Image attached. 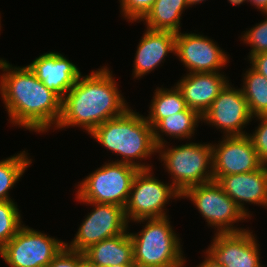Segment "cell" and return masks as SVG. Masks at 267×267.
I'll return each instance as SVG.
<instances>
[{
    "label": "cell",
    "mask_w": 267,
    "mask_h": 267,
    "mask_svg": "<svg viewBox=\"0 0 267 267\" xmlns=\"http://www.w3.org/2000/svg\"><path fill=\"white\" fill-rule=\"evenodd\" d=\"M0 69V95L9 123L36 133L55 128L62 114V99L27 65L17 67L0 58Z\"/></svg>",
    "instance_id": "1"
},
{
    "label": "cell",
    "mask_w": 267,
    "mask_h": 267,
    "mask_svg": "<svg viewBox=\"0 0 267 267\" xmlns=\"http://www.w3.org/2000/svg\"><path fill=\"white\" fill-rule=\"evenodd\" d=\"M110 71L104 65L79 77L62 99V114L55 129L77 126L89 135L100 124L130 108Z\"/></svg>",
    "instance_id": "2"
},
{
    "label": "cell",
    "mask_w": 267,
    "mask_h": 267,
    "mask_svg": "<svg viewBox=\"0 0 267 267\" xmlns=\"http://www.w3.org/2000/svg\"><path fill=\"white\" fill-rule=\"evenodd\" d=\"M90 135L103 148L122 156L115 162L127 163L139 170L153 168L146 162H140L157 153L153 128L145 116L134 111L131 106L123 115L97 126Z\"/></svg>",
    "instance_id": "3"
},
{
    "label": "cell",
    "mask_w": 267,
    "mask_h": 267,
    "mask_svg": "<svg viewBox=\"0 0 267 267\" xmlns=\"http://www.w3.org/2000/svg\"><path fill=\"white\" fill-rule=\"evenodd\" d=\"M169 219L167 216L134 221L137 224L146 222L139 232H129L137 267H186L181 238Z\"/></svg>",
    "instance_id": "4"
},
{
    "label": "cell",
    "mask_w": 267,
    "mask_h": 267,
    "mask_svg": "<svg viewBox=\"0 0 267 267\" xmlns=\"http://www.w3.org/2000/svg\"><path fill=\"white\" fill-rule=\"evenodd\" d=\"M211 144L190 142L169 147L170 144L165 143L157 147L159 160L180 194L190 187L213 180Z\"/></svg>",
    "instance_id": "5"
},
{
    "label": "cell",
    "mask_w": 267,
    "mask_h": 267,
    "mask_svg": "<svg viewBox=\"0 0 267 267\" xmlns=\"http://www.w3.org/2000/svg\"><path fill=\"white\" fill-rule=\"evenodd\" d=\"M138 168L121 162L106 161L78 182L76 196L82 202L115 204L125 207Z\"/></svg>",
    "instance_id": "6"
},
{
    "label": "cell",
    "mask_w": 267,
    "mask_h": 267,
    "mask_svg": "<svg viewBox=\"0 0 267 267\" xmlns=\"http://www.w3.org/2000/svg\"><path fill=\"white\" fill-rule=\"evenodd\" d=\"M182 199L192 201L195 208L216 233H235L246 230L235 223L250 217L224 192L217 181H209L185 190ZM236 226V227H235Z\"/></svg>",
    "instance_id": "7"
},
{
    "label": "cell",
    "mask_w": 267,
    "mask_h": 267,
    "mask_svg": "<svg viewBox=\"0 0 267 267\" xmlns=\"http://www.w3.org/2000/svg\"><path fill=\"white\" fill-rule=\"evenodd\" d=\"M153 168L140 169L135 174L125 216L130 223L141 219L167 217L166 204L171 199L180 198L181 194L170 183H164L153 175Z\"/></svg>",
    "instance_id": "8"
},
{
    "label": "cell",
    "mask_w": 267,
    "mask_h": 267,
    "mask_svg": "<svg viewBox=\"0 0 267 267\" xmlns=\"http://www.w3.org/2000/svg\"><path fill=\"white\" fill-rule=\"evenodd\" d=\"M65 243L23 225L0 249V257L9 267H47Z\"/></svg>",
    "instance_id": "9"
},
{
    "label": "cell",
    "mask_w": 267,
    "mask_h": 267,
    "mask_svg": "<svg viewBox=\"0 0 267 267\" xmlns=\"http://www.w3.org/2000/svg\"><path fill=\"white\" fill-rule=\"evenodd\" d=\"M76 199L80 201V204L93 206V209L84 217L74 239L65 243L69 249L83 253L102 240L129 231V222L125 216L124 207L115 204L82 202L77 196Z\"/></svg>",
    "instance_id": "10"
},
{
    "label": "cell",
    "mask_w": 267,
    "mask_h": 267,
    "mask_svg": "<svg viewBox=\"0 0 267 267\" xmlns=\"http://www.w3.org/2000/svg\"><path fill=\"white\" fill-rule=\"evenodd\" d=\"M248 229L235 233H214L204 256L218 267H262L260 245L253 231Z\"/></svg>",
    "instance_id": "11"
},
{
    "label": "cell",
    "mask_w": 267,
    "mask_h": 267,
    "mask_svg": "<svg viewBox=\"0 0 267 267\" xmlns=\"http://www.w3.org/2000/svg\"><path fill=\"white\" fill-rule=\"evenodd\" d=\"M231 84L228 82L220 91L210 108L202 115V122L222 130L223 136L248 135L244 127L254 118L241 88L236 89Z\"/></svg>",
    "instance_id": "12"
},
{
    "label": "cell",
    "mask_w": 267,
    "mask_h": 267,
    "mask_svg": "<svg viewBox=\"0 0 267 267\" xmlns=\"http://www.w3.org/2000/svg\"><path fill=\"white\" fill-rule=\"evenodd\" d=\"M175 55L187 73L220 72L230 62L213 39L199 33H176Z\"/></svg>",
    "instance_id": "13"
},
{
    "label": "cell",
    "mask_w": 267,
    "mask_h": 267,
    "mask_svg": "<svg viewBox=\"0 0 267 267\" xmlns=\"http://www.w3.org/2000/svg\"><path fill=\"white\" fill-rule=\"evenodd\" d=\"M222 137L218 144H211L214 181L222 176L252 172L263 166L248 135Z\"/></svg>",
    "instance_id": "14"
},
{
    "label": "cell",
    "mask_w": 267,
    "mask_h": 267,
    "mask_svg": "<svg viewBox=\"0 0 267 267\" xmlns=\"http://www.w3.org/2000/svg\"><path fill=\"white\" fill-rule=\"evenodd\" d=\"M35 76L61 99L82 75L79 68L59 52L43 53L27 65Z\"/></svg>",
    "instance_id": "15"
},
{
    "label": "cell",
    "mask_w": 267,
    "mask_h": 267,
    "mask_svg": "<svg viewBox=\"0 0 267 267\" xmlns=\"http://www.w3.org/2000/svg\"><path fill=\"white\" fill-rule=\"evenodd\" d=\"M217 182L250 219L252 214L244 206L246 203L267 208V166L248 173L222 176Z\"/></svg>",
    "instance_id": "16"
},
{
    "label": "cell",
    "mask_w": 267,
    "mask_h": 267,
    "mask_svg": "<svg viewBox=\"0 0 267 267\" xmlns=\"http://www.w3.org/2000/svg\"><path fill=\"white\" fill-rule=\"evenodd\" d=\"M223 73V74H222ZM187 73L177 81L188 108L201 116L210 108L214 99L230 81L224 72Z\"/></svg>",
    "instance_id": "17"
},
{
    "label": "cell",
    "mask_w": 267,
    "mask_h": 267,
    "mask_svg": "<svg viewBox=\"0 0 267 267\" xmlns=\"http://www.w3.org/2000/svg\"><path fill=\"white\" fill-rule=\"evenodd\" d=\"M176 33L171 31L150 30L146 28L138 43L134 57L132 75L140 79L150 74L166 59L167 54H175Z\"/></svg>",
    "instance_id": "18"
},
{
    "label": "cell",
    "mask_w": 267,
    "mask_h": 267,
    "mask_svg": "<svg viewBox=\"0 0 267 267\" xmlns=\"http://www.w3.org/2000/svg\"><path fill=\"white\" fill-rule=\"evenodd\" d=\"M83 254L95 267L135 264L133 242L129 232L102 240L89 247Z\"/></svg>",
    "instance_id": "19"
},
{
    "label": "cell",
    "mask_w": 267,
    "mask_h": 267,
    "mask_svg": "<svg viewBox=\"0 0 267 267\" xmlns=\"http://www.w3.org/2000/svg\"><path fill=\"white\" fill-rule=\"evenodd\" d=\"M202 121V116L195 110L186 108L184 111L169 115L161 119L153 127V137L158 146L169 143L162 135L179 140L192 138L198 123ZM164 133V134H163Z\"/></svg>",
    "instance_id": "20"
},
{
    "label": "cell",
    "mask_w": 267,
    "mask_h": 267,
    "mask_svg": "<svg viewBox=\"0 0 267 267\" xmlns=\"http://www.w3.org/2000/svg\"><path fill=\"white\" fill-rule=\"evenodd\" d=\"M189 6L187 0H156L141 21L150 30L181 31V15Z\"/></svg>",
    "instance_id": "21"
},
{
    "label": "cell",
    "mask_w": 267,
    "mask_h": 267,
    "mask_svg": "<svg viewBox=\"0 0 267 267\" xmlns=\"http://www.w3.org/2000/svg\"><path fill=\"white\" fill-rule=\"evenodd\" d=\"M151 99L149 114L145 117L152 128L163 118L184 111L186 102L174 84L170 89L157 87Z\"/></svg>",
    "instance_id": "22"
},
{
    "label": "cell",
    "mask_w": 267,
    "mask_h": 267,
    "mask_svg": "<svg viewBox=\"0 0 267 267\" xmlns=\"http://www.w3.org/2000/svg\"><path fill=\"white\" fill-rule=\"evenodd\" d=\"M241 90L253 117L267 116V78L251 66L243 74Z\"/></svg>",
    "instance_id": "23"
},
{
    "label": "cell",
    "mask_w": 267,
    "mask_h": 267,
    "mask_svg": "<svg viewBox=\"0 0 267 267\" xmlns=\"http://www.w3.org/2000/svg\"><path fill=\"white\" fill-rule=\"evenodd\" d=\"M27 151L0 160V201H14L10 198L9 191L23 177L25 170L32 164Z\"/></svg>",
    "instance_id": "24"
},
{
    "label": "cell",
    "mask_w": 267,
    "mask_h": 267,
    "mask_svg": "<svg viewBox=\"0 0 267 267\" xmlns=\"http://www.w3.org/2000/svg\"><path fill=\"white\" fill-rule=\"evenodd\" d=\"M0 201V249L6 245L24 225L17 203Z\"/></svg>",
    "instance_id": "25"
},
{
    "label": "cell",
    "mask_w": 267,
    "mask_h": 267,
    "mask_svg": "<svg viewBox=\"0 0 267 267\" xmlns=\"http://www.w3.org/2000/svg\"><path fill=\"white\" fill-rule=\"evenodd\" d=\"M263 15H266L263 21L244 31L243 35L241 34V41L251 47L247 57L267 52V13Z\"/></svg>",
    "instance_id": "26"
},
{
    "label": "cell",
    "mask_w": 267,
    "mask_h": 267,
    "mask_svg": "<svg viewBox=\"0 0 267 267\" xmlns=\"http://www.w3.org/2000/svg\"><path fill=\"white\" fill-rule=\"evenodd\" d=\"M156 0H119L120 14L130 22H141Z\"/></svg>",
    "instance_id": "27"
},
{
    "label": "cell",
    "mask_w": 267,
    "mask_h": 267,
    "mask_svg": "<svg viewBox=\"0 0 267 267\" xmlns=\"http://www.w3.org/2000/svg\"><path fill=\"white\" fill-rule=\"evenodd\" d=\"M259 124L253 133L248 134L250 137L262 165L267 166V116H255Z\"/></svg>",
    "instance_id": "28"
},
{
    "label": "cell",
    "mask_w": 267,
    "mask_h": 267,
    "mask_svg": "<svg viewBox=\"0 0 267 267\" xmlns=\"http://www.w3.org/2000/svg\"><path fill=\"white\" fill-rule=\"evenodd\" d=\"M47 267H75V251L64 246Z\"/></svg>",
    "instance_id": "29"
},
{
    "label": "cell",
    "mask_w": 267,
    "mask_h": 267,
    "mask_svg": "<svg viewBox=\"0 0 267 267\" xmlns=\"http://www.w3.org/2000/svg\"><path fill=\"white\" fill-rule=\"evenodd\" d=\"M247 59L255 71L267 78V52L258 53Z\"/></svg>",
    "instance_id": "30"
},
{
    "label": "cell",
    "mask_w": 267,
    "mask_h": 267,
    "mask_svg": "<svg viewBox=\"0 0 267 267\" xmlns=\"http://www.w3.org/2000/svg\"><path fill=\"white\" fill-rule=\"evenodd\" d=\"M75 267H95L83 253L75 251Z\"/></svg>",
    "instance_id": "31"
},
{
    "label": "cell",
    "mask_w": 267,
    "mask_h": 267,
    "mask_svg": "<svg viewBox=\"0 0 267 267\" xmlns=\"http://www.w3.org/2000/svg\"><path fill=\"white\" fill-rule=\"evenodd\" d=\"M251 5L261 11V13H267V0H248Z\"/></svg>",
    "instance_id": "32"
},
{
    "label": "cell",
    "mask_w": 267,
    "mask_h": 267,
    "mask_svg": "<svg viewBox=\"0 0 267 267\" xmlns=\"http://www.w3.org/2000/svg\"><path fill=\"white\" fill-rule=\"evenodd\" d=\"M204 261L197 265L196 267H218L214 265L211 261H209L206 257H204Z\"/></svg>",
    "instance_id": "33"
},
{
    "label": "cell",
    "mask_w": 267,
    "mask_h": 267,
    "mask_svg": "<svg viewBox=\"0 0 267 267\" xmlns=\"http://www.w3.org/2000/svg\"><path fill=\"white\" fill-rule=\"evenodd\" d=\"M228 2L232 5L239 6L240 4L245 3V2L248 3V0H228Z\"/></svg>",
    "instance_id": "34"
},
{
    "label": "cell",
    "mask_w": 267,
    "mask_h": 267,
    "mask_svg": "<svg viewBox=\"0 0 267 267\" xmlns=\"http://www.w3.org/2000/svg\"><path fill=\"white\" fill-rule=\"evenodd\" d=\"M203 1H206V0H187L190 7H192L193 5H196V4H200Z\"/></svg>",
    "instance_id": "35"
},
{
    "label": "cell",
    "mask_w": 267,
    "mask_h": 267,
    "mask_svg": "<svg viewBox=\"0 0 267 267\" xmlns=\"http://www.w3.org/2000/svg\"><path fill=\"white\" fill-rule=\"evenodd\" d=\"M112 267H137L136 264H119V265H113Z\"/></svg>",
    "instance_id": "36"
}]
</instances>
